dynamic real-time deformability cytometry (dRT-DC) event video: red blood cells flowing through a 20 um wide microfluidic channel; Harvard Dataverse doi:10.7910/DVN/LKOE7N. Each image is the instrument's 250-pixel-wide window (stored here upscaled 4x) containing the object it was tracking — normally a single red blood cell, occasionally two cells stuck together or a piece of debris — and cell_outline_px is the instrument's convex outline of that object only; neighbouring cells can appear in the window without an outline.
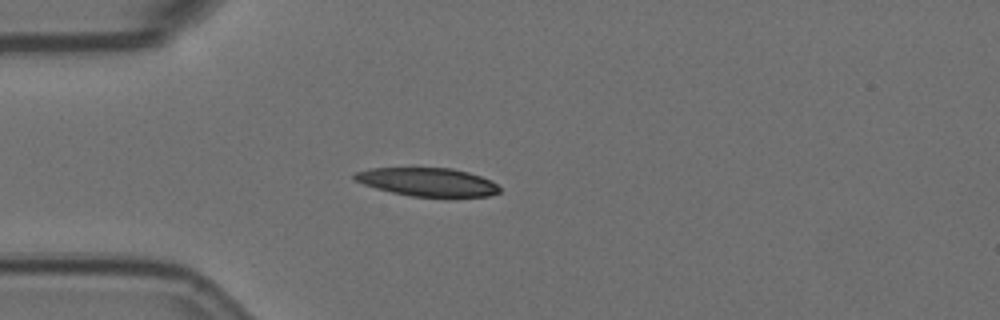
{"species": "Egyptian fruit bat (a non-hibernating species)", "species_latin": "Rousettus aegyptiacus", "temperature_condition": "room temperature", "stored_images_in_passage": 4, "camera_frame_rate_fps": 3000, "um_per_image_px": 0.085, "animal": {"sex": "female"}, "frame": {"image": 1, "passage_image": 3, "time_ms": 0.667, "image_size_px": [1000, 320], "cell_outline_px": [[500, 192], [488, 196], [412, 196], [392, 192], [376, 188], [364, 184], [356, 180], [352, 176], [356, 172], [372, 168], [452, 168], [468, 172], [492, 180], [500, 188]], "centroid_in_image_um": [36.36, 15.46], "position_along_channel_um": 48.6, "area_um2": 23.64}}